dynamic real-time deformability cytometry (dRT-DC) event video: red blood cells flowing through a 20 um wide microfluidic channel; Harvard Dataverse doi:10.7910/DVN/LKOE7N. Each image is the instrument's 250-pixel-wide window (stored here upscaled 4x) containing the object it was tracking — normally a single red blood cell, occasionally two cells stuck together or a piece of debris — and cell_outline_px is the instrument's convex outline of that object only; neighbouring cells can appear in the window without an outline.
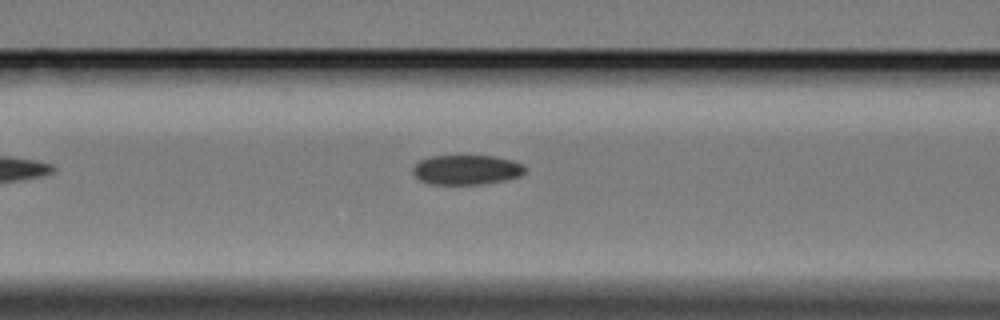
{"species": "Egyptian fruit bat (a non-hibernating species)", "species_latin": "Rousettus aegyptiacus", "temperature_condition": "cold", "stored_images_in_passage": 8, "camera_frame_rate_fps": 3000, "um_per_image_px": 0.085, "animal": {"sex": "female"}, "frame": {"image": 1, "passage_image": 8, "time_ms": 9.333, "image_size_px": [1000, 320], "cell_outline_px": [[524, 172], [520, 176], [508, 180], [480, 184], [428, 184], [420, 180], [412, 172], [412, 168], [420, 160], [428, 156], [496, 156], [512, 160], [524, 164]], "centroid_in_image_um": [39.66, 14.43], "position_along_channel_um": 126.9, "area_um2": 19.54}}